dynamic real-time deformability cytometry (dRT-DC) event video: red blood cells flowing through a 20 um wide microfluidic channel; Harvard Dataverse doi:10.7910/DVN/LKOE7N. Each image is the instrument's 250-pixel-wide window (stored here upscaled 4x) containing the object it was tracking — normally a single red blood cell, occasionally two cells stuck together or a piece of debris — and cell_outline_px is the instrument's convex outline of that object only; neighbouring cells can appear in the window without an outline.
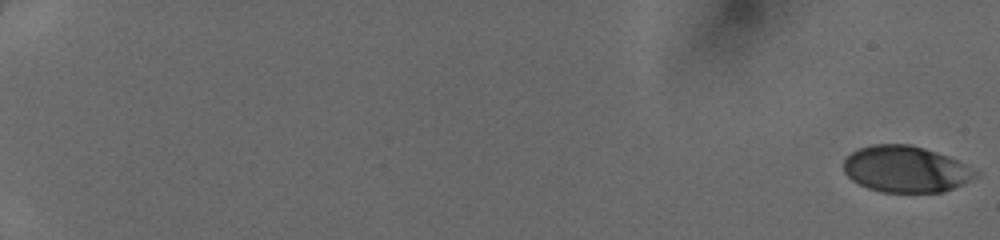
{"species": "human", "species_latin": "Homo sapiens", "temperature_condition": "cold", "stored_images_in_passage": 11, "camera_frame_rate_fps": 3000, "um_per_image_px": 0.085, "donor": {"sex": "female"}, "frame": {"image": 1, "passage_image": 1, "time_ms": 0.0, "image_size_px": [1000, 240], "cell_outline_px": [[980, 176], [944, 192], [880, 192], [868, 188], [852, 180], [844, 172], [844, 160], [852, 152], [860, 148], [872, 144], [908, 144], [924, 148], [948, 156], [980, 172]], "centroid_in_image_um": [77.0, 14.38], "position_along_channel_um": 8.0, "area_um2": 35.6}}